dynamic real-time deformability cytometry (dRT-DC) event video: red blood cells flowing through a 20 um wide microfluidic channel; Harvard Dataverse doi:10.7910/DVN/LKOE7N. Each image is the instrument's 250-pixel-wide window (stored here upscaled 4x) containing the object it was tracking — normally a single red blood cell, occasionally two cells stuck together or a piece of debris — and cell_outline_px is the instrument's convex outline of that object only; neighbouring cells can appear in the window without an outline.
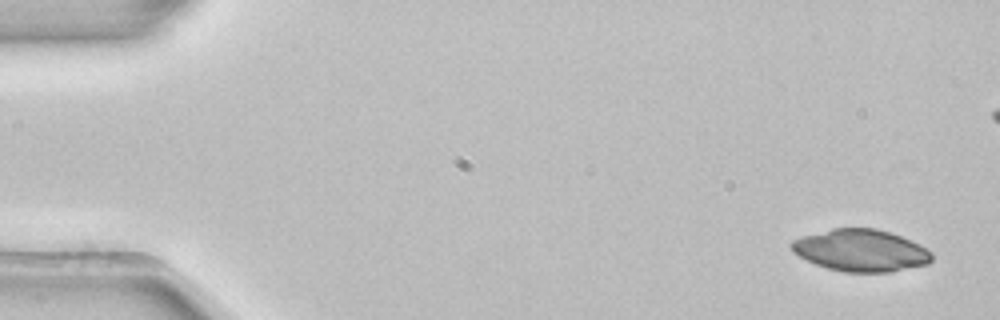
{"species": "common noctule bat (a hibernating species)", "species_latin": "Nyctalus noctula", "temperature_condition": "room temperature", "stored_images_in_passage": 5, "camera_frame_rate_fps": 3000, "um_per_image_px": 0.085, "animal": {"sex": "female", "body_mass_g": 22.7, "forearm_length_mm": 54.2}, "frame": {"image": 1, "passage_image": 1, "time_ms": 0.0, "image_size_px": [1000, 320], "cell_outline_px": [[932, 260], [928, 264], [888, 272], [844, 272], [828, 268], [816, 264], [792, 252], [788, 244], [792, 240], [800, 236], [832, 228], [876, 228], [900, 236], [920, 244], [932, 252]], "centroid_in_image_um": [73.14, 21.28], "position_along_channel_um": 11.9, "area_um2": 34.39}}
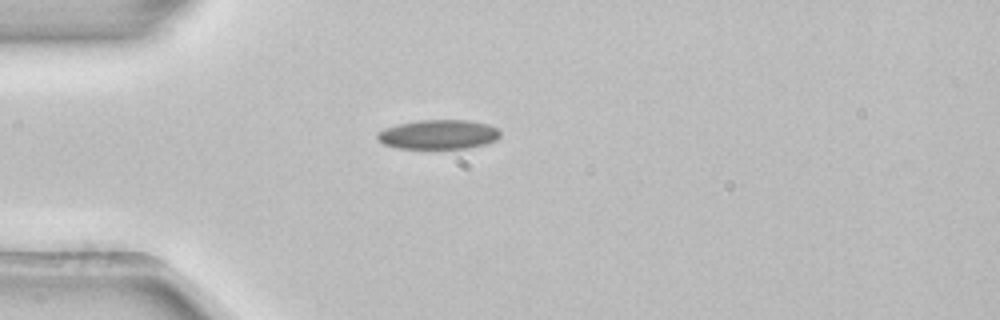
{"frame": {"image": 2, "passage_image": 5, "time_ms": 1.333, "image_size_px": [1000, 320], "cell_outline_px": [[500, 136], [496, 140], [484, 144], [468, 148], [400, 148], [384, 144], [376, 136], [376, 132], [384, 128], [396, 124], [420, 120], [468, 120], [488, 124], [496, 128], [500, 132]], "centroid_in_image_um": [37.26, 11.42], "position_along_channel_um": 47.7, "area_um2": 20.98}}